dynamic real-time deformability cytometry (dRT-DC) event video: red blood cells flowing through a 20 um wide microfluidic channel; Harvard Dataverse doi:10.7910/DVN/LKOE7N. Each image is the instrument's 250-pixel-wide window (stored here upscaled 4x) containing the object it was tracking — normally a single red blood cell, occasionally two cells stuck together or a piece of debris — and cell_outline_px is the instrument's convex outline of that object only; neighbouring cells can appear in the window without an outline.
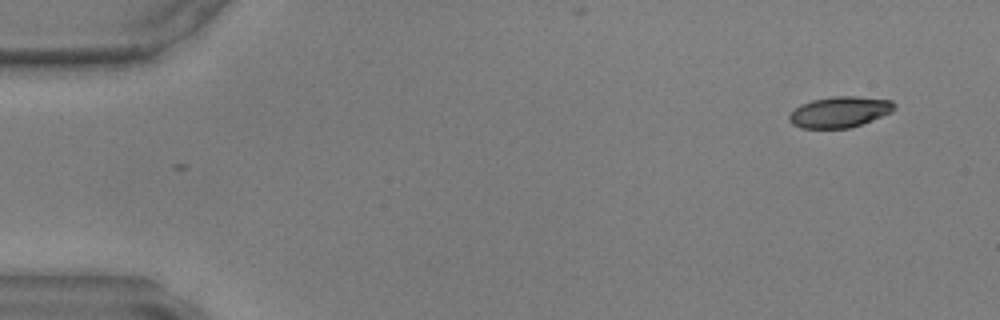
{"species": "common noctule bat (a hibernating species)", "species_latin": "Nyctalus noctula", "temperature_condition": "warm", "stored_images_in_passage": 3, "camera_frame_rate_fps": 3000, "um_per_image_px": 0.085, "animal": {"sex": "male", "body_mass_g": 17.9, "forearm_length_mm": 54.2}, "frame": {"image": 1, "passage_image": 3, "time_ms": 0.667, "image_size_px": [1000, 320], "cell_outline_px": [[896, 108], [892, 112], [872, 120], [848, 128], [800, 128], [792, 124], [788, 120], [788, 116], [800, 104], [812, 100], [832, 96], [856, 96], [892, 100], [896, 104]], "centroid_in_image_um": [71.38, 9.51], "position_along_channel_um": 13.6, "area_um2": 19.02}}